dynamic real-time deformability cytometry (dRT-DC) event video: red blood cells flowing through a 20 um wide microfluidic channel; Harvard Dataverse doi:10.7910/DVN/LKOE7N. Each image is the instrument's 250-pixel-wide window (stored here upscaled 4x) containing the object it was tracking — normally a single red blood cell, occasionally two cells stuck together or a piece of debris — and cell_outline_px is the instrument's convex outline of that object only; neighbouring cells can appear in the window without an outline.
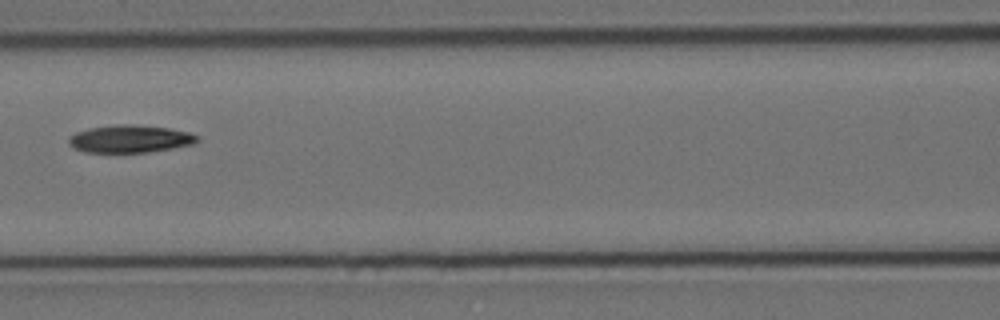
{"species": "Egyptian fruit bat (a non-hibernating species)", "species_latin": "Rousettus aegyptiacus", "temperature_condition": "cold", "stored_images_in_passage": 8, "camera_frame_rate_fps": 3000, "um_per_image_px": 0.085, "animal": {"sex": "female"}, "frame": {"image": 1, "passage_image": 8, "time_ms": 2.333, "image_size_px": [1000, 320], "cell_outline_px": [[200, 140], [192, 144], [172, 148], [148, 152], [84, 152], [72, 148], [68, 144], [68, 136], [76, 132], [88, 128], [120, 124], [132, 124], [168, 128], [188, 132], [200, 136]], "centroid_in_image_um": [11.02, 11.8], "position_along_channel_um": 155.6, "area_um2": 20.75}}